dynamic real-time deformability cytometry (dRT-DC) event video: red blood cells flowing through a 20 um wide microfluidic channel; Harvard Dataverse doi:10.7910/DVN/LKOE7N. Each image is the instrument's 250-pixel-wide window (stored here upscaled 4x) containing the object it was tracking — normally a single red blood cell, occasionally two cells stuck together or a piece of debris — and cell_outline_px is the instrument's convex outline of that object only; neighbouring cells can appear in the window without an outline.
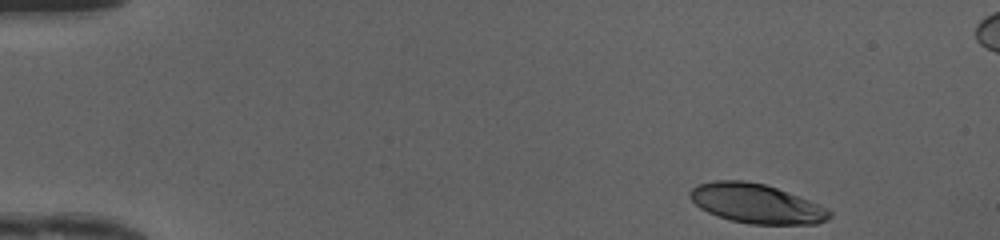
{"species": "human", "species_latin": "Homo sapiens", "temperature_condition": "cold", "stored_images_in_passage": 45, "camera_frame_rate_fps": 3000, "um_per_image_px": 0.085, "donor": {"sex": "female"}, "frame": {"image": 1, "passage_image": 1, "time_ms": 0.0, "image_size_px": [1000, 240], "cell_outline_px": [[832, 216], [828, 220], [816, 224], [748, 224], [716, 216], [700, 208], [688, 196], [688, 192], [696, 184], [712, 180], [744, 180], [764, 184], [776, 188], [808, 200], [832, 212]], "centroid_in_image_um": [64.24, 17.3], "position_along_channel_um": 20.8, "area_um2": 31.96}}
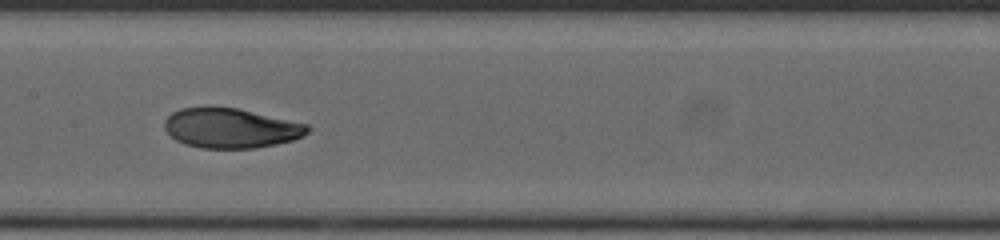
{"frame": {"image": 2, "passage_image": 21, "time_ms": 6.667, "image_size_px": [1000, 240], "cell_outline_px": [[312, 128], [304, 136], [292, 140], [276, 144], [256, 148], [200, 148], [184, 144], [176, 140], [164, 128], [164, 120], [172, 112], [180, 108], [204, 104], [208, 104], [236, 108], [308, 124]], "centroid_in_image_um": [19.58, 10.86], "position_along_channel_um": 187.8, "area_um2": 33.81}}
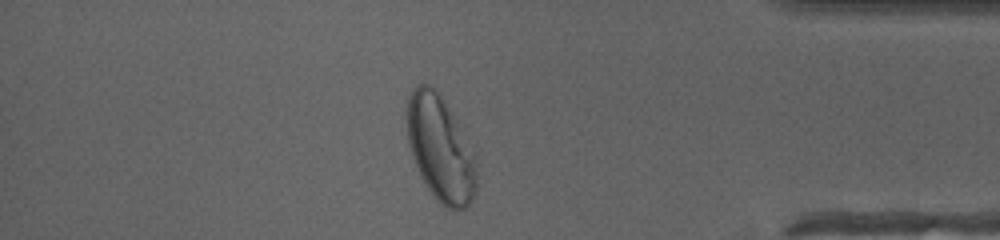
{"frame": {"image": 3, "passage_image": 38, "time_ms": 12.333, "image_size_px": [1000, 240], "cell_outline_px": [[476, 192], [468, 208], [448, 208], [440, 204], [428, 188], [420, 176], [412, 156], [408, 140], [404, 112], [408, 96], [412, 88], [416, 84], [428, 84], [440, 96], [464, 128], [476, 152]], "centroid_in_image_um": [37.44, 12.6], "position_along_channel_um": 397.8, "area_um2": 43.75}}